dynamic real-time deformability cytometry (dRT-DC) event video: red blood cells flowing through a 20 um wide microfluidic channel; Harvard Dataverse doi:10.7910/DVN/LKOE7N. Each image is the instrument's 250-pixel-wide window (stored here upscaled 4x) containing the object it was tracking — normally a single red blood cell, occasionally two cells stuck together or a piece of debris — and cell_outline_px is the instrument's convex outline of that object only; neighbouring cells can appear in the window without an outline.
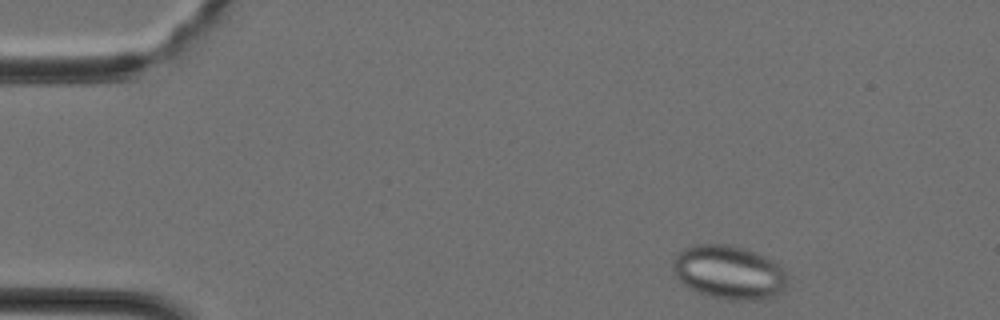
{"species": "Egyptian fruit bat (a non-hibernating species)", "species_latin": "Rousettus aegyptiacus", "temperature_condition": "cold", "stored_images_in_passage": 35, "camera_frame_rate_fps": 3000, "um_per_image_px": 0.085, "animal": {"sex": "female"}, "frame": {"image": 1, "passage_image": 1, "time_ms": 0.0, "image_size_px": [1000, 320], "cell_outline_px": [[784, 288], [780, 292], [764, 300], [728, 300], [712, 296], [700, 292], [684, 284], [672, 272], [672, 264], [676, 256], [684, 248], [696, 244], [732, 244], [756, 252], [780, 264], [784, 272]], "centroid_in_image_um": [61.94, 23.13], "position_along_channel_um": 23.1, "area_um2": 35.6}}
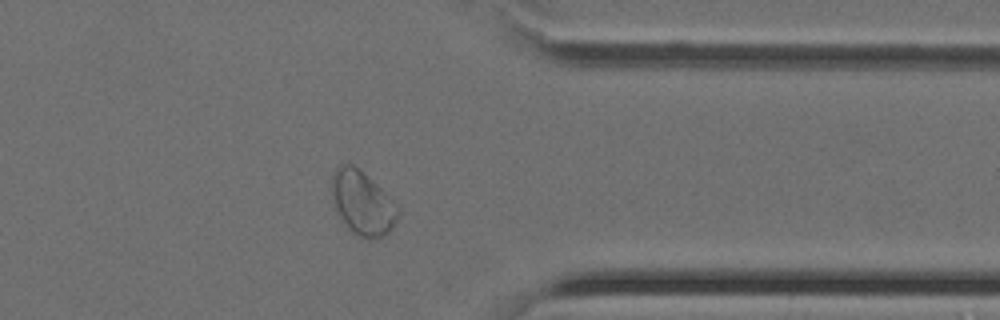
{"frame": {"image": 2, "passage_image": 27, "time_ms": 8.667, "image_size_px": [1000, 320], "cell_outline_px": [[400, 212], [392, 228], [388, 232], [380, 236], [368, 240], [352, 232], [348, 228], [336, 212], [332, 204], [332, 172], [340, 164], [352, 164], [376, 184], [392, 200]], "centroid_in_image_um": [30.76, 17.26], "position_along_channel_um": 380.6, "area_um2": 24.33}}
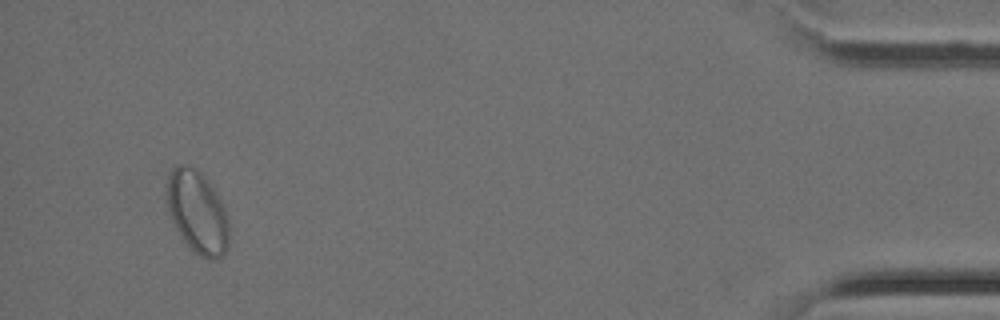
{"frame": {"image": 3, "passage_image": 33, "time_ms": 10.667, "image_size_px": [1000, 320], "cell_outline_px": [[228, 248], [216, 260], [208, 260], [200, 256], [184, 240], [176, 228], [172, 220], [168, 208], [168, 176], [172, 168], [180, 164], [188, 164], [200, 172], [208, 180], [220, 196], [228, 220]], "centroid_in_image_um": [16.8, 18.01], "position_along_channel_um": 418.4, "area_um2": 29.71}}